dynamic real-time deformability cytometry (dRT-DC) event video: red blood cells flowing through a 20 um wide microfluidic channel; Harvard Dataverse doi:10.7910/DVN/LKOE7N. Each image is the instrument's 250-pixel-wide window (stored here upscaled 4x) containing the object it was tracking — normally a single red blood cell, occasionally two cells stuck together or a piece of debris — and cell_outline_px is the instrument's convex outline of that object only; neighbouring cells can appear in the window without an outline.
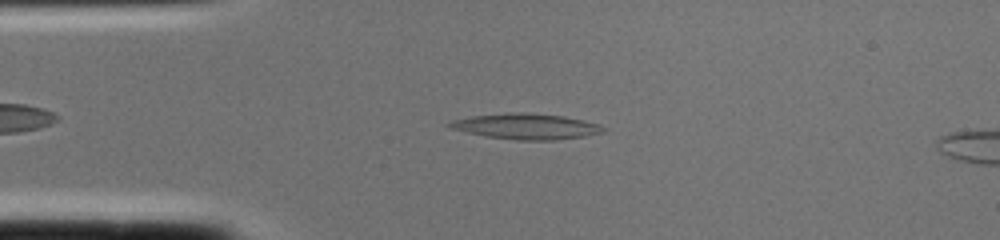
{"species": "common noctule bat (a hibernating species)", "species_latin": "Nyctalus noctula", "temperature_condition": "cold", "stored_images_in_passage": 2, "segment_of_instrument_passage": [1, 2], "camera_frame_rate_fps": 3000, "um_per_image_px": 0.085, "animal": {"sex": "female", "body_mass_g": 22.0, "forearm_length_mm": 56.7}, "frame": {"image": 1, "passage_image": 1, "time_ms": 0.0, "image_size_px": [1000, 240], "cell_outline_px": [[604, 132], [584, 136], [556, 140], [516, 140], [484, 136], [448, 128], [444, 124], [452, 120], [472, 116], [508, 112], [520, 112], [564, 116], [584, 120], [600, 124], [604, 128]], "centroid_in_image_um": [44.68, 10.74], "position_along_channel_um": 40.3, "area_um2": 23.12}}